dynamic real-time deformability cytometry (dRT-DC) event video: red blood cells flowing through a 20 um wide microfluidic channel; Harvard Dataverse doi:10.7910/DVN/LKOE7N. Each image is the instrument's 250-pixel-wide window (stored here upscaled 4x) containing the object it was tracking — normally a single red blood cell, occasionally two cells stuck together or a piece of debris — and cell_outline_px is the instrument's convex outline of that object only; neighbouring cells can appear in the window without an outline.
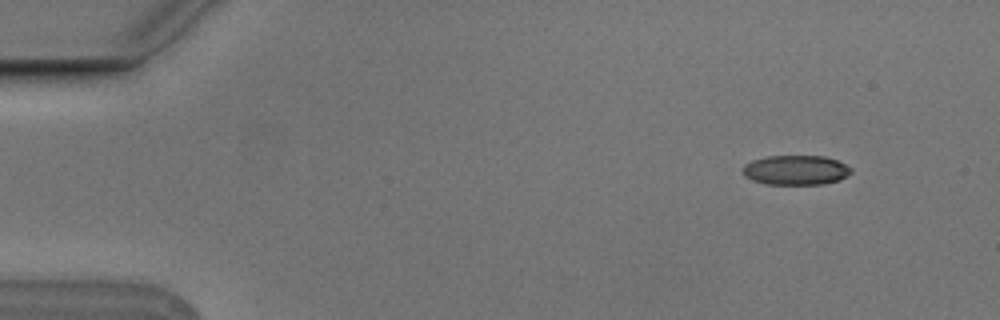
{"species": "Egyptian fruit bat (a non-hibernating species)", "species_latin": "Rousettus aegyptiacus", "temperature_condition": "cold", "stored_images_in_passage": 5, "camera_frame_rate_fps": 3000, "um_per_image_px": 0.085, "animal": {"sex": "male"}, "frame": {"image": 1, "passage_image": 2, "time_ms": 0.333, "image_size_px": [1000, 320], "cell_outline_px": [[852, 172], [840, 180], [824, 184], [768, 184], [752, 180], [744, 176], [744, 164], [752, 160], [768, 156], [824, 156], [836, 160], [852, 168]], "centroid_in_image_um": [67.66, 14.46], "position_along_channel_um": 17.3, "area_um2": 18.67}}
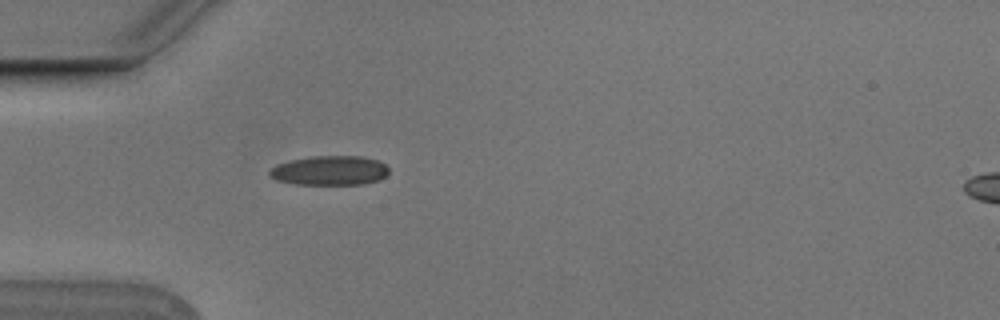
{"frame": {"image": 2, "passage_image": 5, "time_ms": 1.333, "image_size_px": [1000, 320], "cell_outline_px": [[388, 172], [384, 176], [376, 180], [364, 184], [296, 184], [276, 180], [268, 172], [276, 164], [288, 160], [312, 156], [360, 156], [376, 160], [384, 164], [388, 168]], "centroid_in_image_um": [27.99, 14.48], "position_along_channel_um": 57.0, "area_um2": 20.29}}